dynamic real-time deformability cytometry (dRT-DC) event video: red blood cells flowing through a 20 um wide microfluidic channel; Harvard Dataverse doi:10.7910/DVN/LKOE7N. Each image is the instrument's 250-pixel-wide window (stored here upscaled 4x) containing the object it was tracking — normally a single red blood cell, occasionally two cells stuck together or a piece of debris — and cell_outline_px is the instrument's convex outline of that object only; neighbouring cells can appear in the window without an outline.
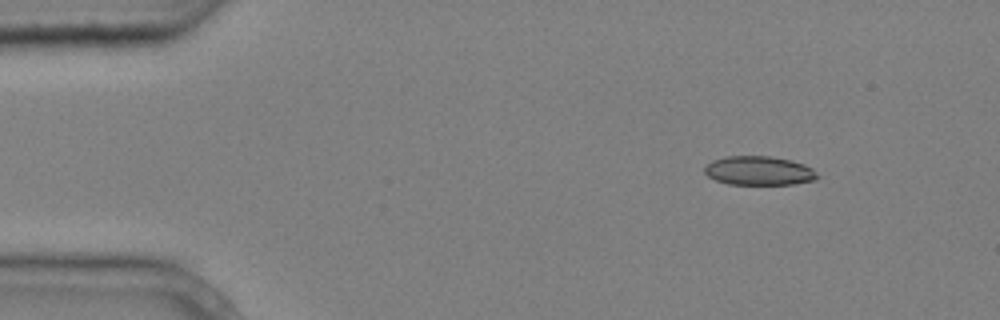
{"species": "common noctule bat (a hibernating species)", "species_latin": "Nyctalus noctula", "temperature_condition": "cold", "stored_images_in_passage": 6, "camera_frame_rate_fps": 3000, "um_per_image_px": 0.085, "animal": {"sex": "male", "body_mass_g": 20.4}, "frame": {"image": 1, "passage_image": 2, "time_ms": 0.333, "image_size_px": [1000, 320], "cell_outline_px": [[820, 176], [816, 180], [792, 184], [728, 184], [716, 180], [708, 176], [704, 172], [704, 168], [712, 160], [728, 156], [772, 156], [804, 164], [812, 168]], "centroid_in_image_um": [64.52, 14.51], "position_along_channel_um": 20.5, "area_um2": 19.02}}
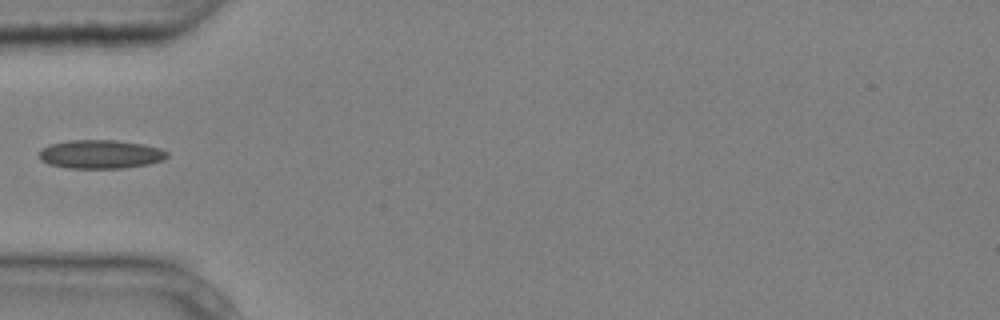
{"frame": {"image": 2, "passage_image": 5, "time_ms": 1.333, "image_size_px": [1000, 320], "cell_outline_px": [[168, 156], [164, 160], [148, 164], [124, 168], [64, 168], [48, 164], [40, 160], [40, 148], [48, 144], [68, 140], [116, 140], [144, 144], [160, 148], [168, 152]], "centroid_in_image_um": [8.52, 13.11], "position_along_channel_um": 76.5, "area_um2": 21.68}}
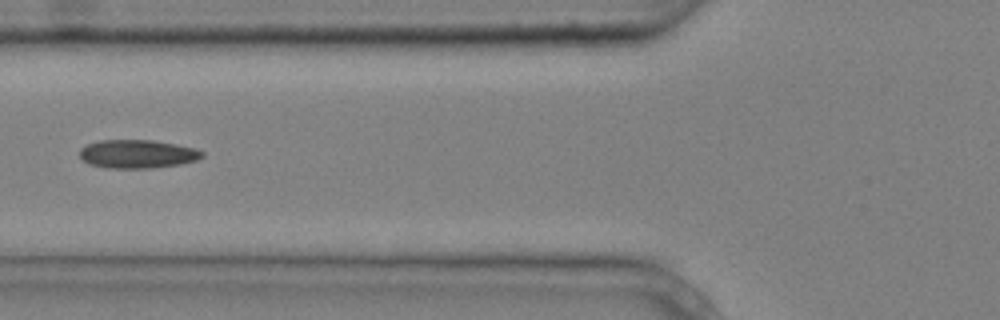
{"frame": {"image": 3, "passage_image": 6, "time_ms": 1.667, "image_size_px": [1000, 320], "cell_outline_px": [[204, 156], [196, 160], [180, 164], [152, 168], [104, 168], [88, 164], [80, 156], [80, 148], [88, 144], [100, 140], [152, 140], [176, 144], [196, 148], [204, 152]], "centroid_in_image_um": [11.69, 13.09], "position_along_channel_um": 114.1, "area_um2": 20.4}}